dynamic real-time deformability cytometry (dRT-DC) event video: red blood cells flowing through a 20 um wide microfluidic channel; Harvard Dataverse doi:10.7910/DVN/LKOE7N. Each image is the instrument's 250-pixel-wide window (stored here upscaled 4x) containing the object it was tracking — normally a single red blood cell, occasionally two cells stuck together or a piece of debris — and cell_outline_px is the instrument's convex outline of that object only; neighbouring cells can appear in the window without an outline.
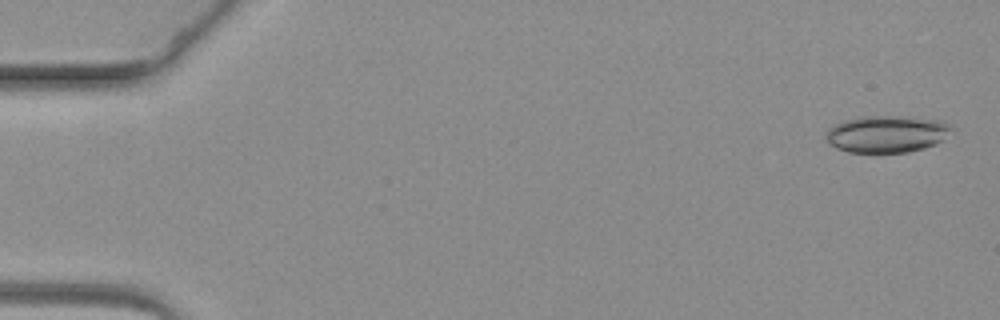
{"species": "common noctule bat (a hibernating species)", "species_latin": "Nyctalus noctula", "temperature_condition": "warm", "stored_images_in_passage": 62, "camera_frame_rate_fps": 3000, "um_per_image_px": 0.085, "animal": {"sex": "female", "body_mass_g": 19.3, "forearm_length_mm": 54.1}, "frame": {"image": 1, "passage_image": 2, "time_ms": 0.333, "image_size_px": [1000, 320], "cell_outline_px": [[952, 128], [944, 140], [936, 144], [924, 148], [908, 152], [876, 156], [848, 152], [836, 148], [828, 144], [824, 136], [824, 132], [828, 128], [844, 120], [860, 116], [896, 116], [944, 120]], "centroid_in_image_um": [75.32, 11.44], "position_along_channel_um": 9.7, "area_um2": 28.21}}
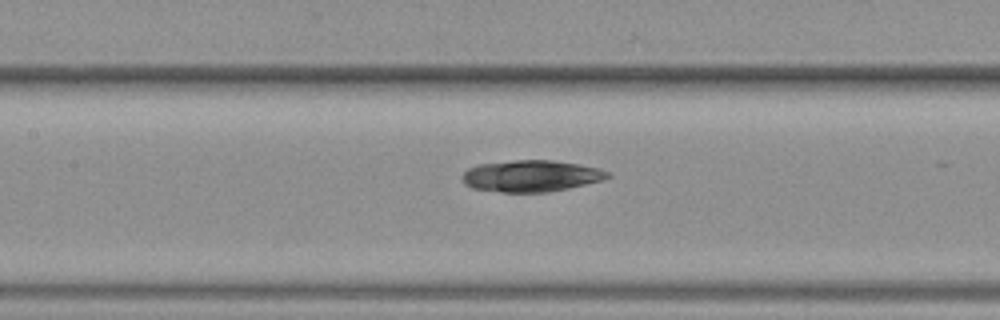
{"frame": {"image": 2, "passage_image": 29, "time_ms": 9.333, "image_size_px": [1000, 320], "cell_outline_px": [[612, 176], [600, 180], [568, 188], [548, 192], [500, 192], [472, 188], [464, 184], [460, 176], [468, 168], [480, 164], [516, 160], [552, 160], [600, 168], [608, 172]], "centroid_in_image_um": [45.1, 14.96], "position_along_channel_um": 162.3, "area_um2": 26.59}}
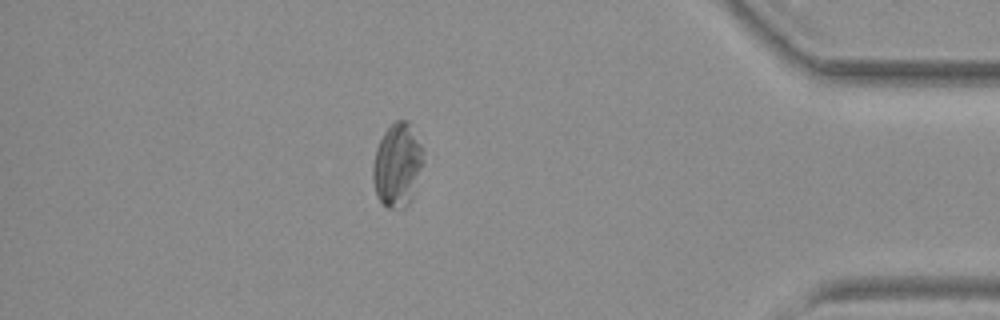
{"frame": {"image": 3, "passage_image": 54, "time_ms": 17.667, "image_size_px": [1000, 320], "cell_outline_px": [[424, 164], [412, 200], [404, 208], [388, 208], [376, 196], [372, 180], [372, 164], [376, 148], [384, 132], [396, 120], [408, 120], [424, 152]], "centroid_in_image_um": [33.78, 14.05], "position_along_channel_um": 401.4, "area_um2": 24.91}}